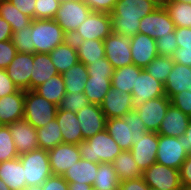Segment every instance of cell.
<instances>
[{
    "instance_id": "40",
    "label": "cell",
    "mask_w": 191,
    "mask_h": 190,
    "mask_svg": "<svg viewBox=\"0 0 191 190\" xmlns=\"http://www.w3.org/2000/svg\"><path fill=\"white\" fill-rule=\"evenodd\" d=\"M175 62L172 57L157 56L144 69L156 80L163 84L167 81L168 75L173 69Z\"/></svg>"
},
{
    "instance_id": "30",
    "label": "cell",
    "mask_w": 191,
    "mask_h": 190,
    "mask_svg": "<svg viewBox=\"0 0 191 190\" xmlns=\"http://www.w3.org/2000/svg\"><path fill=\"white\" fill-rule=\"evenodd\" d=\"M111 87L108 76H89L85 82L84 94L91 104L101 105Z\"/></svg>"
},
{
    "instance_id": "38",
    "label": "cell",
    "mask_w": 191,
    "mask_h": 190,
    "mask_svg": "<svg viewBox=\"0 0 191 190\" xmlns=\"http://www.w3.org/2000/svg\"><path fill=\"white\" fill-rule=\"evenodd\" d=\"M93 187L100 190H119L120 180L112 163H100Z\"/></svg>"
},
{
    "instance_id": "4",
    "label": "cell",
    "mask_w": 191,
    "mask_h": 190,
    "mask_svg": "<svg viewBox=\"0 0 191 190\" xmlns=\"http://www.w3.org/2000/svg\"><path fill=\"white\" fill-rule=\"evenodd\" d=\"M58 106L38 95L33 90L25 91L24 119L34 128H42L56 118Z\"/></svg>"
},
{
    "instance_id": "49",
    "label": "cell",
    "mask_w": 191,
    "mask_h": 190,
    "mask_svg": "<svg viewBox=\"0 0 191 190\" xmlns=\"http://www.w3.org/2000/svg\"><path fill=\"white\" fill-rule=\"evenodd\" d=\"M170 100L174 107L191 117V91L184 90L174 95Z\"/></svg>"
},
{
    "instance_id": "37",
    "label": "cell",
    "mask_w": 191,
    "mask_h": 190,
    "mask_svg": "<svg viewBox=\"0 0 191 190\" xmlns=\"http://www.w3.org/2000/svg\"><path fill=\"white\" fill-rule=\"evenodd\" d=\"M0 16L11 26L12 31L25 28L31 24L32 19L13 5L9 0L0 2Z\"/></svg>"
},
{
    "instance_id": "31",
    "label": "cell",
    "mask_w": 191,
    "mask_h": 190,
    "mask_svg": "<svg viewBox=\"0 0 191 190\" xmlns=\"http://www.w3.org/2000/svg\"><path fill=\"white\" fill-rule=\"evenodd\" d=\"M77 48L78 60L85 65L105 57L104 41L102 40H72Z\"/></svg>"
},
{
    "instance_id": "11",
    "label": "cell",
    "mask_w": 191,
    "mask_h": 190,
    "mask_svg": "<svg viewBox=\"0 0 191 190\" xmlns=\"http://www.w3.org/2000/svg\"><path fill=\"white\" fill-rule=\"evenodd\" d=\"M105 57L114 69L133 64L130 37L114 34L104 39Z\"/></svg>"
},
{
    "instance_id": "5",
    "label": "cell",
    "mask_w": 191,
    "mask_h": 190,
    "mask_svg": "<svg viewBox=\"0 0 191 190\" xmlns=\"http://www.w3.org/2000/svg\"><path fill=\"white\" fill-rule=\"evenodd\" d=\"M24 168L26 185L37 186L52 176L49 154L41 148L19 155Z\"/></svg>"
},
{
    "instance_id": "22",
    "label": "cell",
    "mask_w": 191,
    "mask_h": 190,
    "mask_svg": "<svg viewBox=\"0 0 191 190\" xmlns=\"http://www.w3.org/2000/svg\"><path fill=\"white\" fill-rule=\"evenodd\" d=\"M191 117L184 114L172 104L168 107L167 113L157 131L158 135L180 137L188 128Z\"/></svg>"
},
{
    "instance_id": "66",
    "label": "cell",
    "mask_w": 191,
    "mask_h": 190,
    "mask_svg": "<svg viewBox=\"0 0 191 190\" xmlns=\"http://www.w3.org/2000/svg\"><path fill=\"white\" fill-rule=\"evenodd\" d=\"M182 190H191V188H183Z\"/></svg>"
},
{
    "instance_id": "47",
    "label": "cell",
    "mask_w": 191,
    "mask_h": 190,
    "mask_svg": "<svg viewBox=\"0 0 191 190\" xmlns=\"http://www.w3.org/2000/svg\"><path fill=\"white\" fill-rule=\"evenodd\" d=\"M123 118L125 119L126 123L130 125L131 132H132V142L140 135L148 132L146 130L144 122L141 120L138 113L135 109L126 113Z\"/></svg>"
},
{
    "instance_id": "42",
    "label": "cell",
    "mask_w": 191,
    "mask_h": 190,
    "mask_svg": "<svg viewBox=\"0 0 191 190\" xmlns=\"http://www.w3.org/2000/svg\"><path fill=\"white\" fill-rule=\"evenodd\" d=\"M12 43L20 53H35V46L31 38V24L25 28H19L12 34Z\"/></svg>"
},
{
    "instance_id": "32",
    "label": "cell",
    "mask_w": 191,
    "mask_h": 190,
    "mask_svg": "<svg viewBox=\"0 0 191 190\" xmlns=\"http://www.w3.org/2000/svg\"><path fill=\"white\" fill-rule=\"evenodd\" d=\"M142 69L143 68L134 64L127 65L119 69H114L111 78L112 87L119 89L124 93L131 94L136 79Z\"/></svg>"
},
{
    "instance_id": "48",
    "label": "cell",
    "mask_w": 191,
    "mask_h": 190,
    "mask_svg": "<svg viewBox=\"0 0 191 190\" xmlns=\"http://www.w3.org/2000/svg\"><path fill=\"white\" fill-rule=\"evenodd\" d=\"M17 53L12 40L0 41V69H6Z\"/></svg>"
},
{
    "instance_id": "50",
    "label": "cell",
    "mask_w": 191,
    "mask_h": 190,
    "mask_svg": "<svg viewBox=\"0 0 191 190\" xmlns=\"http://www.w3.org/2000/svg\"><path fill=\"white\" fill-rule=\"evenodd\" d=\"M19 88L13 83L11 78L7 75L6 70L0 69V98L16 93Z\"/></svg>"
},
{
    "instance_id": "43",
    "label": "cell",
    "mask_w": 191,
    "mask_h": 190,
    "mask_svg": "<svg viewBox=\"0 0 191 190\" xmlns=\"http://www.w3.org/2000/svg\"><path fill=\"white\" fill-rule=\"evenodd\" d=\"M88 104H90V102L84 92L66 93L61 99L58 109L76 113Z\"/></svg>"
},
{
    "instance_id": "16",
    "label": "cell",
    "mask_w": 191,
    "mask_h": 190,
    "mask_svg": "<svg viewBox=\"0 0 191 190\" xmlns=\"http://www.w3.org/2000/svg\"><path fill=\"white\" fill-rule=\"evenodd\" d=\"M76 117L80 123L83 140L106 129L107 118L100 105L90 103L76 112Z\"/></svg>"
},
{
    "instance_id": "60",
    "label": "cell",
    "mask_w": 191,
    "mask_h": 190,
    "mask_svg": "<svg viewBox=\"0 0 191 190\" xmlns=\"http://www.w3.org/2000/svg\"><path fill=\"white\" fill-rule=\"evenodd\" d=\"M93 186L89 184H78V182H68V190H91Z\"/></svg>"
},
{
    "instance_id": "12",
    "label": "cell",
    "mask_w": 191,
    "mask_h": 190,
    "mask_svg": "<svg viewBox=\"0 0 191 190\" xmlns=\"http://www.w3.org/2000/svg\"><path fill=\"white\" fill-rule=\"evenodd\" d=\"M158 150V134L155 132H145L140 134L133 142L130 150L134 161L144 172L156 162Z\"/></svg>"
},
{
    "instance_id": "18",
    "label": "cell",
    "mask_w": 191,
    "mask_h": 190,
    "mask_svg": "<svg viewBox=\"0 0 191 190\" xmlns=\"http://www.w3.org/2000/svg\"><path fill=\"white\" fill-rule=\"evenodd\" d=\"M8 126L19 155L39 148L36 128L24 118L16 120Z\"/></svg>"
},
{
    "instance_id": "53",
    "label": "cell",
    "mask_w": 191,
    "mask_h": 190,
    "mask_svg": "<svg viewBox=\"0 0 191 190\" xmlns=\"http://www.w3.org/2000/svg\"><path fill=\"white\" fill-rule=\"evenodd\" d=\"M119 190H150L143 176L120 182Z\"/></svg>"
},
{
    "instance_id": "46",
    "label": "cell",
    "mask_w": 191,
    "mask_h": 190,
    "mask_svg": "<svg viewBox=\"0 0 191 190\" xmlns=\"http://www.w3.org/2000/svg\"><path fill=\"white\" fill-rule=\"evenodd\" d=\"M86 68L89 76H108L111 79L114 72V68L106 57L86 65Z\"/></svg>"
},
{
    "instance_id": "39",
    "label": "cell",
    "mask_w": 191,
    "mask_h": 190,
    "mask_svg": "<svg viewBox=\"0 0 191 190\" xmlns=\"http://www.w3.org/2000/svg\"><path fill=\"white\" fill-rule=\"evenodd\" d=\"M163 6L176 27L191 28V4L184 2H164Z\"/></svg>"
},
{
    "instance_id": "15",
    "label": "cell",
    "mask_w": 191,
    "mask_h": 190,
    "mask_svg": "<svg viewBox=\"0 0 191 190\" xmlns=\"http://www.w3.org/2000/svg\"><path fill=\"white\" fill-rule=\"evenodd\" d=\"M50 168L53 175L63 176L68 168L80 161L81 154L76 144L61 143L48 150Z\"/></svg>"
},
{
    "instance_id": "59",
    "label": "cell",
    "mask_w": 191,
    "mask_h": 190,
    "mask_svg": "<svg viewBox=\"0 0 191 190\" xmlns=\"http://www.w3.org/2000/svg\"><path fill=\"white\" fill-rule=\"evenodd\" d=\"M183 148L185 149L188 155H191V119L189 121L188 128L185 133L182 135Z\"/></svg>"
},
{
    "instance_id": "57",
    "label": "cell",
    "mask_w": 191,
    "mask_h": 190,
    "mask_svg": "<svg viewBox=\"0 0 191 190\" xmlns=\"http://www.w3.org/2000/svg\"><path fill=\"white\" fill-rule=\"evenodd\" d=\"M172 58L175 63L191 67V47L177 48Z\"/></svg>"
},
{
    "instance_id": "9",
    "label": "cell",
    "mask_w": 191,
    "mask_h": 190,
    "mask_svg": "<svg viewBox=\"0 0 191 190\" xmlns=\"http://www.w3.org/2000/svg\"><path fill=\"white\" fill-rule=\"evenodd\" d=\"M145 183L160 190H182L180 172L155 162L143 172Z\"/></svg>"
},
{
    "instance_id": "20",
    "label": "cell",
    "mask_w": 191,
    "mask_h": 190,
    "mask_svg": "<svg viewBox=\"0 0 191 190\" xmlns=\"http://www.w3.org/2000/svg\"><path fill=\"white\" fill-rule=\"evenodd\" d=\"M130 48L133 64L143 69L158 56L156 40L142 33L130 38Z\"/></svg>"
},
{
    "instance_id": "26",
    "label": "cell",
    "mask_w": 191,
    "mask_h": 190,
    "mask_svg": "<svg viewBox=\"0 0 191 190\" xmlns=\"http://www.w3.org/2000/svg\"><path fill=\"white\" fill-rule=\"evenodd\" d=\"M59 74L51 61L49 53H33L30 90L42 85L46 80Z\"/></svg>"
},
{
    "instance_id": "36",
    "label": "cell",
    "mask_w": 191,
    "mask_h": 190,
    "mask_svg": "<svg viewBox=\"0 0 191 190\" xmlns=\"http://www.w3.org/2000/svg\"><path fill=\"white\" fill-rule=\"evenodd\" d=\"M39 148L50 150L57 145L63 143L60 126L56 118L51 120L42 128L36 129Z\"/></svg>"
},
{
    "instance_id": "54",
    "label": "cell",
    "mask_w": 191,
    "mask_h": 190,
    "mask_svg": "<svg viewBox=\"0 0 191 190\" xmlns=\"http://www.w3.org/2000/svg\"><path fill=\"white\" fill-rule=\"evenodd\" d=\"M175 37L178 48L191 47V28L190 27H176Z\"/></svg>"
},
{
    "instance_id": "14",
    "label": "cell",
    "mask_w": 191,
    "mask_h": 190,
    "mask_svg": "<svg viewBox=\"0 0 191 190\" xmlns=\"http://www.w3.org/2000/svg\"><path fill=\"white\" fill-rule=\"evenodd\" d=\"M131 94L133 106L136 108L148 100L165 96V87L162 82L153 78L145 69H142Z\"/></svg>"
},
{
    "instance_id": "13",
    "label": "cell",
    "mask_w": 191,
    "mask_h": 190,
    "mask_svg": "<svg viewBox=\"0 0 191 190\" xmlns=\"http://www.w3.org/2000/svg\"><path fill=\"white\" fill-rule=\"evenodd\" d=\"M170 105L171 100L165 95L148 100L134 109L144 122L146 130L157 133Z\"/></svg>"
},
{
    "instance_id": "10",
    "label": "cell",
    "mask_w": 191,
    "mask_h": 190,
    "mask_svg": "<svg viewBox=\"0 0 191 190\" xmlns=\"http://www.w3.org/2000/svg\"><path fill=\"white\" fill-rule=\"evenodd\" d=\"M175 29V23L171 20L165 7L158 6L140 20L138 33L148 35L156 40L170 34Z\"/></svg>"
},
{
    "instance_id": "41",
    "label": "cell",
    "mask_w": 191,
    "mask_h": 190,
    "mask_svg": "<svg viewBox=\"0 0 191 190\" xmlns=\"http://www.w3.org/2000/svg\"><path fill=\"white\" fill-rule=\"evenodd\" d=\"M19 157L9 126L0 125V163Z\"/></svg>"
},
{
    "instance_id": "8",
    "label": "cell",
    "mask_w": 191,
    "mask_h": 190,
    "mask_svg": "<svg viewBox=\"0 0 191 190\" xmlns=\"http://www.w3.org/2000/svg\"><path fill=\"white\" fill-rule=\"evenodd\" d=\"M183 146L182 136L158 135L156 162L169 168L180 170L182 163L188 156Z\"/></svg>"
},
{
    "instance_id": "35",
    "label": "cell",
    "mask_w": 191,
    "mask_h": 190,
    "mask_svg": "<svg viewBox=\"0 0 191 190\" xmlns=\"http://www.w3.org/2000/svg\"><path fill=\"white\" fill-rule=\"evenodd\" d=\"M66 93L84 92L85 82L89 75L86 65L78 61L62 74Z\"/></svg>"
},
{
    "instance_id": "34",
    "label": "cell",
    "mask_w": 191,
    "mask_h": 190,
    "mask_svg": "<svg viewBox=\"0 0 191 190\" xmlns=\"http://www.w3.org/2000/svg\"><path fill=\"white\" fill-rule=\"evenodd\" d=\"M38 95L44 97L55 105H59L61 99L65 96L66 90L62 74H57L46 80L42 85L33 90Z\"/></svg>"
},
{
    "instance_id": "51",
    "label": "cell",
    "mask_w": 191,
    "mask_h": 190,
    "mask_svg": "<svg viewBox=\"0 0 191 190\" xmlns=\"http://www.w3.org/2000/svg\"><path fill=\"white\" fill-rule=\"evenodd\" d=\"M90 9L94 12H103L110 14L117 0H84Z\"/></svg>"
},
{
    "instance_id": "58",
    "label": "cell",
    "mask_w": 191,
    "mask_h": 190,
    "mask_svg": "<svg viewBox=\"0 0 191 190\" xmlns=\"http://www.w3.org/2000/svg\"><path fill=\"white\" fill-rule=\"evenodd\" d=\"M12 34L10 24L0 16V41L11 40Z\"/></svg>"
},
{
    "instance_id": "27",
    "label": "cell",
    "mask_w": 191,
    "mask_h": 190,
    "mask_svg": "<svg viewBox=\"0 0 191 190\" xmlns=\"http://www.w3.org/2000/svg\"><path fill=\"white\" fill-rule=\"evenodd\" d=\"M0 178L10 190H22L27 186L24 168L19 157L0 163Z\"/></svg>"
},
{
    "instance_id": "7",
    "label": "cell",
    "mask_w": 191,
    "mask_h": 190,
    "mask_svg": "<svg viewBox=\"0 0 191 190\" xmlns=\"http://www.w3.org/2000/svg\"><path fill=\"white\" fill-rule=\"evenodd\" d=\"M112 33L111 15L92 11L75 32L71 40H102Z\"/></svg>"
},
{
    "instance_id": "56",
    "label": "cell",
    "mask_w": 191,
    "mask_h": 190,
    "mask_svg": "<svg viewBox=\"0 0 191 190\" xmlns=\"http://www.w3.org/2000/svg\"><path fill=\"white\" fill-rule=\"evenodd\" d=\"M23 14L34 19V9L36 0H9Z\"/></svg>"
},
{
    "instance_id": "29",
    "label": "cell",
    "mask_w": 191,
    "mask_h": 190,
    "mask_svg": "<svg viewBox=\"0 0 191 190\" xmlns=\"http://www.w3.org/2000/svg\"><path fill=\"white\" fill-rule=\"evenodd\" d=\"M106 130L118 143L122 151L132 149V132L124 118H111L106 121Z\"/></svg>"
},
{
    "instance_id": "2",
    "label": "cell",
    "mask_w": 191,
    "mask_h": 190,
    "mask_svg": "<svg viewBox=\"0 0 191 190\" xmlns=\"http://www.w3.org/2000/svg\"><path fill=\"white\" fill-rule=\"evenodd\" d=\"M81 158L93 163H112L122 152L118 143L104 129L80 144Z\"/></svg>"
},
{
    "instance_id": "24",
    "label": "cell",
    "mask_w": 191,
    "mask_h": 190,
    "mask_svg": "<svg viewBox=\"0 0 191 190\" xmlns=\"http://www.w3.org/2000/svg\"><path fill=\"white\" fill-rule=\"evenodd\" d=\"M164 87L169 99L184 90L191 91V67L175 63Z\"/></svg>"
},
{
    "instance_id": "17",
    "label": "cell",
    "mask_w": 191,
    "mask_h": 190,
    "mask_svg": "<svg viewBox=\"0 0 191 190\" xmlns=\"http://www.w3.org/2000/svg\"><path fill=\"white\" fill-rule=\"evenodd\" d=\"M32 69L33 53L17 52L12 62L5 70L19 90L27 91L30 90Z\"/></svg>"
},
{
    "instance_id": "6",
    "label": "cell",
    "mask_w": 191,
    "mask_h": 190,
    "mask_svg": "<svg viewBox=\"0 0 191 190\" xmlns=\"http://www.w3.org/2000/svg\"><path fill=\"white\" fill-rule=\"evenodd\" d=\"M91 12L84 0H61L54 20L70 37Z\"/></svg>"
},
{
    "instance_id": "45",
    "label": "cell",
    "mask_w": 191,
    "mask_h": 190,
    "mask_svg": "<svg viewBox=\"0 0 191 190\" xmlns=\"http://www.w3.org/2000/svg\"><path fill=\"white\" fill-rule=\"evenodd\" d=\"M156 47L159 56L172 57L178 48L175 31L156 39Z\"/></svg>"
},
{
    "instance_id": "55",
    "label": "cell",
    "mask_w": 191,
    "mask_h": 190,
    "mask_svg": "<svg viewBox=\"0 0 191 190\" xmlns=\"http://www.w3.org/2000/svg\"><path fill=\"white\" fill-rule=\"evenodd\" d=\"M179 172L182 188H191V155L182 163Z\"/></svg>"
},
{
    "instance_id": "63",
    "label": "cell",
    "mask_w": 191,
    "mask_h": 190,
    "mask_svg": "<svg viewBox=\"0 0 191 190\" xmlns=\"http://www.w3.org/2000/svg\"><path fill=\"white\" fill-rule=\"evenodd\" d=\"M0 190H10L7 184H5L1 178H0Z\"/></svg>"
},
{
    "instance_id": "21",
    "label": "cell",
    "mask_w": 191,
    "mask_h": 190,
    "mask_svg": "<svg viewBox=\"0 0 191 190\" xmlns=\"http://www.w3.org/2000/svg\"><path fill=\"white\" fill-rule=\"evenodd\" d=\"M24 99V90L0 98V125L8 126L16 120L23 119Z\"/></svg>"
},
{
    "instance_id": "61",
    "label": "cell",
    "mask_w": 191,
    "mask_h": 190,
    "mask_svg": "<svg viewBox=\"0 0 191 190\" xmlns=\"http://www.w3.org/2000/svg\"><path fill=\"white\" fill-rule=\"evenodd\" d=\"M22 190H42V186L41 185H37V186H29V185H27Z\"/></svg>"
},
{
    "instance_id": "44",
    "label": "cell",
    "mask_w": 191,
    "mask_h": 190,
    "mask_svg": "<svg viewBox=\"0 0 191 190\" xmlns=\"http://www.w3.org/2000/svg\"><path fill=\"white\" fill-rule=\"evenodd\" d=\"M61 0H36L34 19H54Z\"/></svg>"
},
{
    "instance_id": "25",
    "label": "cell",
    "mask_w": 191,
    "mask_h": 190,
    "mask_svg": "<svg viewBox=\"0 0 191 190\" xmlns=\"http://www.w3.org/2000/svg\"><path fill=\"white\" fill-rule=\"evenodd\" d=\"M49 55L59 74H63L79 61L75 42L70 38L56 46Z\"/></svg>"
},
{
    "instance_id": "33",
    "label": "cell",
    "mask_w": 191,
    "mask_h": 190,
    "mask_svg": "<svg viewBox=\"0 0 191 190\" xmlns=\"http://www.w3.org/2000/svg\"><path fill=\"white\" fill-rule=\"evenodd\" d=\"M112 165L120 182L143 176V172L134 161L130 151H122Z\"/></svg>"
},
{
    "instance_id": "67",
    "label": "cell",
    "mask_w": 191,
    "mask_h": 190,
    "mask_svg": "<svg viewBox=\"0 0 191 190\" xmlns=\"http://www.w3.org/2000/svg\"><path fill=\"white\" fill-rule=\"evenodd\" d=\"M150 190H160V189H156V188H150Z\"/></svg>"
},
{
    "instance_id": "65",
    "label": "cell",
    "mask_w": 191,
    "mask_h": 190,
    "mask_svg": "<svg viewBox=\"0 0 191 190\" xmlns=\"http://www.w3.org/2000/svg\"><path fill=\"white\" fill-rule=\"evenodd\" d=\"M91 190H100V189H97V188H95V187H92Z\"/></svg>"
},
{
    "instance_id": "62",
    "label": "cell",
    "mask_w": 191,
    "mask_h": 190,
    "mask_svg": "<svg viewBox=\"0 0 191 190\" xmlns=\"http://www.w3.org/2000/svg\"><path fill=\"white\" fill-rule=\"evenodd\" d=\"M148 1L153 2V3L158 7V6H163V5H164V2H165L166 0H148Z\"/></svg>"
},
{
    "instance_id": "23",
    "label": "cell",
    "mask_w": 191,
    "mask_h": 190,
    "mask_svg": "<svg viewBox=\"0 0 191 190\" xmlns=\"http://www.w3.org/2000/svg\"><path fill=\"white\" fill-rule=\"evenodd\" d=\"M56 120L60 126L63 143L78 145L84 141L76 113L57 109Z\"/></svg>"
},
{
    "instance_id": "3",
    "label": "cell",
    "mask_w": 191,
    "mask_h": 190,
    "mask_svg": "<svg viewBox=\"0 0 191 190\" xmlns=\"http://www.w3.org/2000/svg\"><path fill=\"white\" fill-rule=\"evenodd\" d=\"M31 38L35 53H50L69 36L54 19H33L31 21Z\"/></svg>"
},
{
    "instance_id": "64",
    "label": "cell",
    "mask_w": 191,
    "mask_h": 190,
    "mask_svg": "<svg viewBox=\"0 0 191 190\" xmlns=\"http://www.w3.org/2000/svg\"><path fill=\"white\" fill-rule=\"evenodd\" d=\"M165 2H184L191 4V0H166Z\"/></svg>"
},
{
    "instance_id": "28",
    "label": "cell",
    "mask_w": 191,
    "mask_h": 190,
    "mask_svg": "<svg viewBox=\"0 0 191 190\" xmlns=\"http://www.w3.org/2000/svg\"><path fill=\"white\" fill-rule=\"evenodd\" d=\"M98 163H93L83 158L68 168L63 178L67 182H78V184H89L93 186L95 177L97 176Z\"/></svg>"
},
{
    "instance_id": "52",
    "label": "cell",
    "mask_w": 191,
    "mask_h": 190,
    "mask_svg": "<svg viewBox=\"0 0 191 190\" xmlns=\"http://www.w3.org/2000/svg\"><path fill=\"white\" fill-rule=\"evenodd\" d=\"M41 186L42 190H68V182L59 175L50 176Z\"/></svg>"
},
{
    "instance_id": "1",
    "label": "cell",
    "mask_w": 191,
    "mask_h": 190,
    "mask_svg": "<svg viewBox=\"0 0 191 190\" xmlns=\"http://www.w3.org/2000/svg\"><path fill=\"white\" fill-rule=\"evenodd\" d=\"M156 8L157 6L148 0H117L110 13L112 32L130 38L135 36L140 20Z\"/></svg>"
},
{
    "instance_id": "19",
    "label": "cell",
    "mask_w": 191,
    "mask_h": 190,
    "mask_svg": "<svg viewBox=\"0 0 191 190\" xmlns=\"http://www.w3.org/2000/svg\"><path fill=\"white\" fill-rule=\"evenodd\" d=\"M100 106L107 119L123 118L134 109L132 94L111 87Z\"/></svg>"
}]
</instances>
